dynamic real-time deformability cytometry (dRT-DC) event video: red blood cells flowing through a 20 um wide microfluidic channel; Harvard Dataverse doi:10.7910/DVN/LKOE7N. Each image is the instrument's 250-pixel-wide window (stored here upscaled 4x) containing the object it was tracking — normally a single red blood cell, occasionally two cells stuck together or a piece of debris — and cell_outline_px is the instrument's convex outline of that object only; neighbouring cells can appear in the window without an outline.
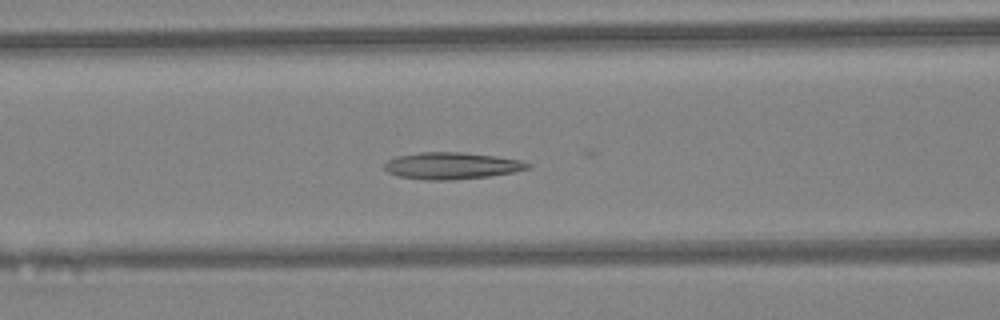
{"species": "Egyptian fruit bat (a non-hibernating species)", "species_latin": "Rousettus aegyptiacus", "temperature_condition": "warm", "stored_images_in_passage": 27, "camera_frame_rate_fps": 3000, "um_per_image_px": 0.085, "animal": {"sex": "female"}, "frame": {"image": 1, "passage_image": 7, "time_ms": 2.0, "image_size_px": [1000, 320], "cell_outline_px": [[532, 164], [528, 168], [512, 172], [488, 176], [452, 180], [428, 180], [400, 176], [388, 172], [384, 168], [384, 164], [388, 160], [396, 156], [420, 152], [460, 152], [496, 156], [520, 160]], "centroid_in_image_um": [38.37, 14.08], "position_along_channel_um": 128.2, "area_um2": 22.2}}
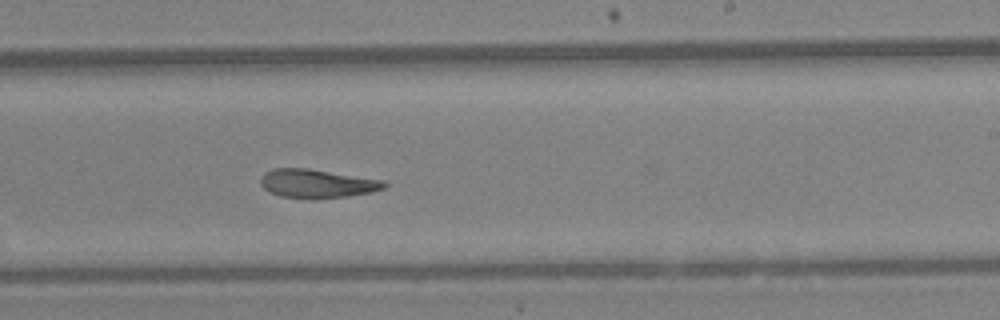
{"frame": {"image": 2, "passage_image": 16, "time_ms": 5.0, "image_size_px": [1000, 320], "cell_outline_px": [[388, 184], [384, 188], [372, 192], [348, 196], [280, 196], [264, 188], [260, 184], [260, 180], [264, 172], [272, 168], [308, 168], [384, 180]], "centroid_in_image_um": [26.96, 15.55], "position_along_channel_um": 262.0, "area_um2": 19.94}}
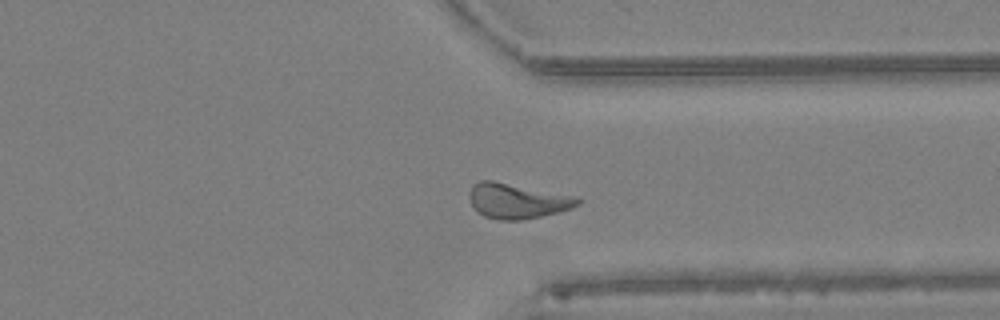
{"frame": {"image": 3, "passage_image": 23, "time_ms": 7.333, "image_size_px": [1000, 320], "cell_outline_px": [[580, 204], [572, 208], [540, 216], [520, 220], [500, 220], [484, 216], [472, 204], [468, 196], [468, 192], [472, 184], [480, 180], [492, 180], [576, 196], [580, 200]], "centroid_in_image_um": [43.94, 17.06], "position_along_channel_um": 367.5, "area_um2": 22.02}, "authors_computed_cell_mechanics": {"area_um2": 20.808, "velocity_mm_per_s": 4.4712, "shape_relaxation_time_tau1_ms": null, "shape_relaxation_time_tau2_ms": 4.4724, "deformation_change_tau1": null, "deformation_change_tau2": 0.1283}}